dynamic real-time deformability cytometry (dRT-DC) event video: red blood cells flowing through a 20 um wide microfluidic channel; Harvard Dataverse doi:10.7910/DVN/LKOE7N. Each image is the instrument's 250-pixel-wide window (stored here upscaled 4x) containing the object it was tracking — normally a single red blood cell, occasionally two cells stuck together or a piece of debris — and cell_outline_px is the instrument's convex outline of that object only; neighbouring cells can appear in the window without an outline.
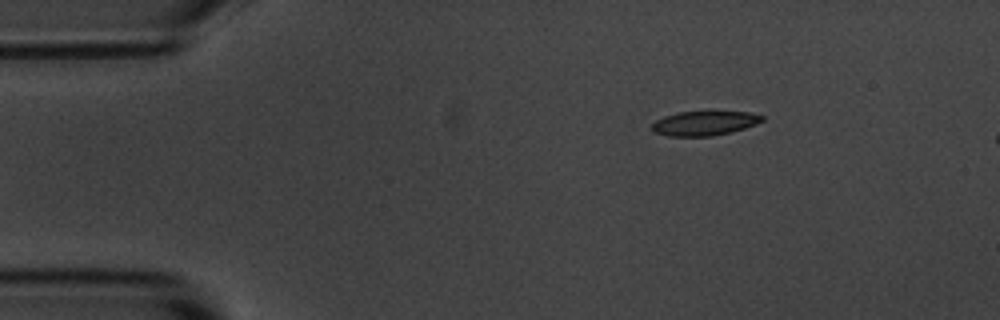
{"species": "common noctule bat (a hibernating species)", "species_latin": "Nyctalus noctula", "temperature_condition": "room temperature", "stored_images_in_passage": 5, "camera_frame_rate_fps": 3000, "um_per_image_px": 0.085, "animal": {"sex": "male", "body_mass_g": 20.1, "forearm_length_mm": 53.5}, "frame": {"image": 1, "passage_image": 5, "time_ms": 4.667, "image_size_px": [1000, 320], "cell_outline_px": [[764, 120], [756, 124], [732, 132], [712, 136], [668, 136], [652, 132], [652, 124], [656, 120], [664, 116], [680, 112], [752, 112], [764, 116]], "centroid_in_image_um": [59.88, 10.48], "position_along_channel_um": 25.1, "area_um2": 15.66}}